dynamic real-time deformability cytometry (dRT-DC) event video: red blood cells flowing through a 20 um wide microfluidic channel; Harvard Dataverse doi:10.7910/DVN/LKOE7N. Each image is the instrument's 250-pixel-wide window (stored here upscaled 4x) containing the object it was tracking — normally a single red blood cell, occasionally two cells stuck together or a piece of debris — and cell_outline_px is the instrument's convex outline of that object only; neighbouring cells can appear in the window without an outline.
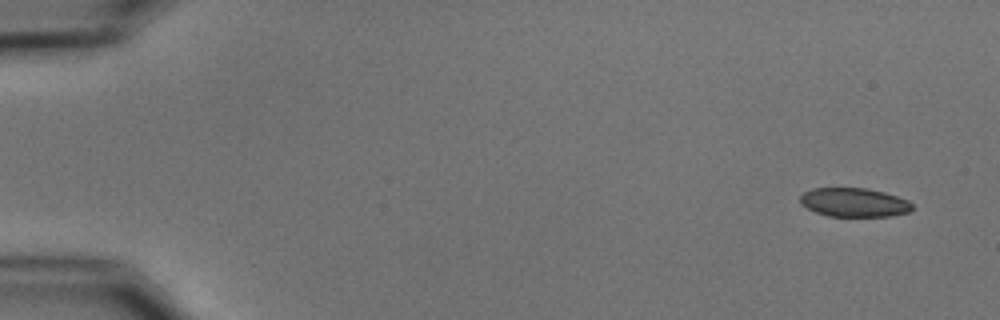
{"species": "common noctule bat (a hibernating species)", "species_latin": "Nyctalus noctula", "temperature_condition": "cold", "stored_images_in_passage": 5, "camera_frame_rate_fps": 3000, "um_per_image_px": 0.085, "animal": {"sex": "male", "body_mass_g": 15.6}, "frame": {"image": 1, "passage_image": 1, "time_ms": 0.0, "image_size_px": [1000, 320], "cell_outline_px": [[912, 208], [908, 212], [892, 216], [828, 216], [816, 212], [800, 204], [800, 196], [804, 192], [812, 188], [864, 188], [884, 192], [908, 200], [912, 204]], "centroid_in_image_um": [72.58, 17.2], "position_along_channel_um": 12.4, "area_um2": 18.79}}
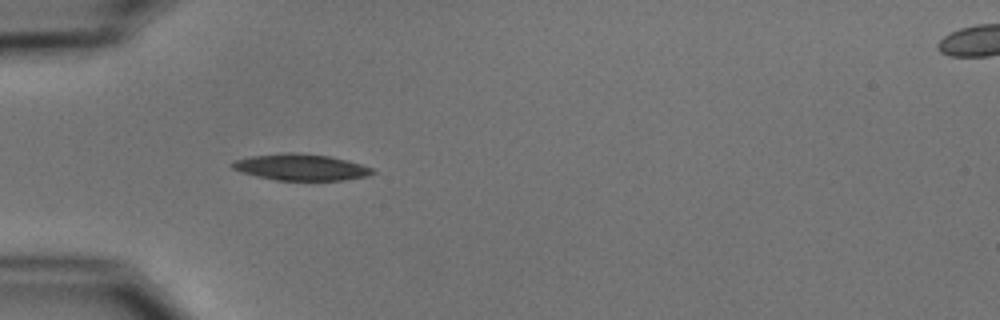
{"frame": {"image": 2, "passage_image": 5, "time_ms": 4.667, "image_size_px": [1000, 320], "cell_outline_px": [[376, 172], [368, 176], [344, 180], [276, 180], [256, 176], [240, 172], [232, 168], [228, 164], [236, 160], [252, 156], [288, 152], [296, 152], [328, 156], [360, 164], [372, 168]], "centroid_in_image_um": [25.54, 14.22], "position_along_channel_um": 59.5, "area_um2": 21.44}}